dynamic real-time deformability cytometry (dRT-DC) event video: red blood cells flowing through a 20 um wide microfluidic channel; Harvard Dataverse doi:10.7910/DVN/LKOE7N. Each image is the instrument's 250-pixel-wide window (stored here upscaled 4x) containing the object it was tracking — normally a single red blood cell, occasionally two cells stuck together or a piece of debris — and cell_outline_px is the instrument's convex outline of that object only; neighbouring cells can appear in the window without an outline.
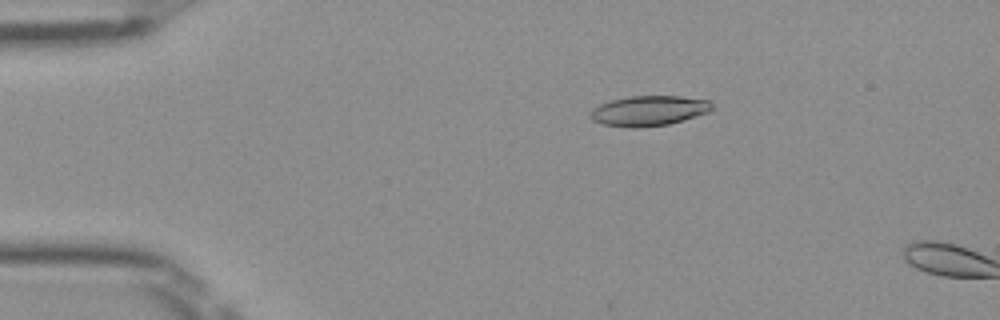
{"species": "Egyptian fruit bat (a non-hibernating species)", "species_latin": "Rousettus aegyptiacus", "temperature_condition": "room temperature", "stored_images_in_passage": 12, "camera_frame_rate_fps": 3000, "um_per_image_px": 0.085, "frame": {"image": 1, "passage_image": 10, "time_ms": 3.0, "image_size_px": [1000, 320], "cell_outline_px": [[712, 108], [708, 112], [668, 124], [640, 128], [632, 128], [604, 124], [592, 120], [588, 116], [588, 112], [592, 108], [600, 104], [612, 100], [628, 96], [680, 96], [712, 100]], "centroid_in_image_um": [55.12, 9.41], "position_along_channel_um": 29.9, "area_um2": 21.44}}